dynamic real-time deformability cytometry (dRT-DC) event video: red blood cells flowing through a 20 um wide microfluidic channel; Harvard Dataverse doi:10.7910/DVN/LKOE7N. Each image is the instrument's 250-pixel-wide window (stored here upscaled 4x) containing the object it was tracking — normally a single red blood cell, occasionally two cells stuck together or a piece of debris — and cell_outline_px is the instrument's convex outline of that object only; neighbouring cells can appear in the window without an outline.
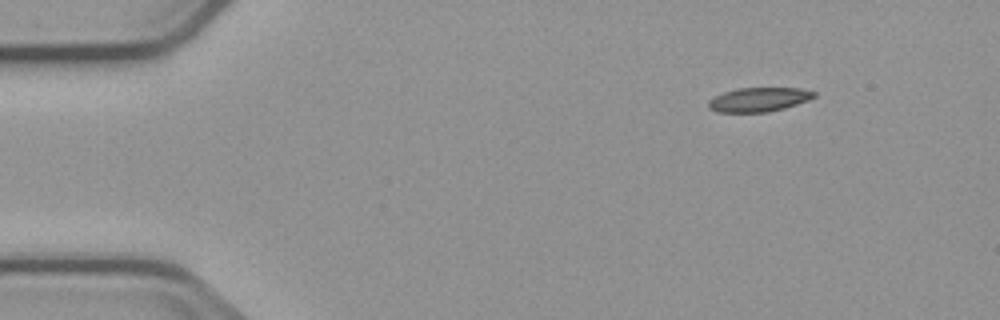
{"species": "common noctule bat (a hibernating species)", "species_latin": "Nyctalus noctula", "temperature_condition": "cold", "stored_images_in_passage": 7, "camera_frame_rate_fps": 3000, "um_per_image_px": 0.085, "animal": {"sex": "male", "body_mass_g": 23.1, "forearm_length_mm": 52.7}, "frame": {"image": 1, "passage_image": 1, "time_ms": 0.0, "image_size_px": [1000, 320], "cell_outline_px": [[816, 96], [808, 100], [784, 108], [768, 112], [720, 112], [708, 108], [708, 100], [724, 92], [736, 88], [800, 88], [816, 92]], "centroid_in_image_um": [64.5, 8.46], "position_along_channel_um": 20.5, "area_um2": 14.8}}
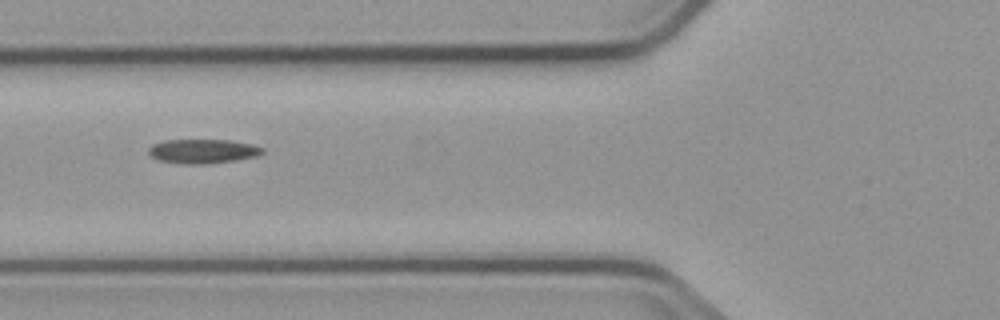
{"frame": {"image": 2, "passage_image": 5, "time_ms": 4.667, "image_size_px": [1000, 320], "cell_outline_px": [[264, 152], [256, 156], [236, 160], [208, 164], [180, 164], [160, 160], [152, 156], [148, 152], [148, 148], [152, 144], [164, 140], [228, 140], [252, 144], [264, 148]], "centroid_in_image_um": [17.23, 12.85], "position_along_channel_um": 108.6, "area_um2": 16.13}}
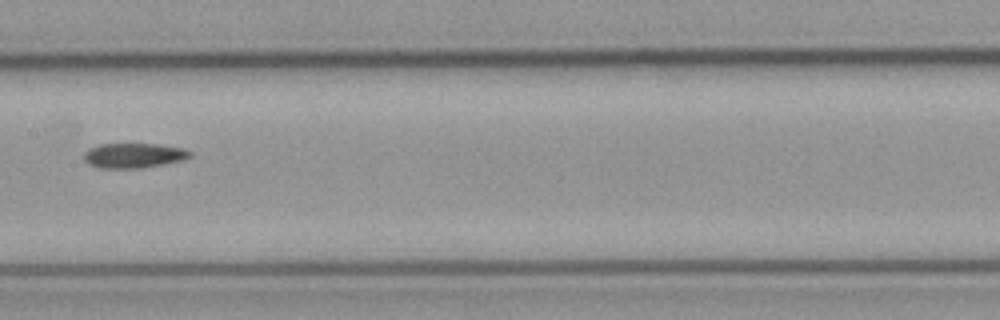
{"frame": {"image": 3, "passage_image": 7, "time_ms": 7.0, "image_size_px": [1000, 320], "cell_outline_px": [[192, 156], [184, 160], [140, 168], [100, 168], [88, 164], [84, 160], [84, 152], [88, 148], [100, 144], [156, 144], [184, 148], [192, 152]], "centroid_in_image_um": [11.36, 13.21], "position_along_channel_um": 196.0, "area_um2": 15.43}}